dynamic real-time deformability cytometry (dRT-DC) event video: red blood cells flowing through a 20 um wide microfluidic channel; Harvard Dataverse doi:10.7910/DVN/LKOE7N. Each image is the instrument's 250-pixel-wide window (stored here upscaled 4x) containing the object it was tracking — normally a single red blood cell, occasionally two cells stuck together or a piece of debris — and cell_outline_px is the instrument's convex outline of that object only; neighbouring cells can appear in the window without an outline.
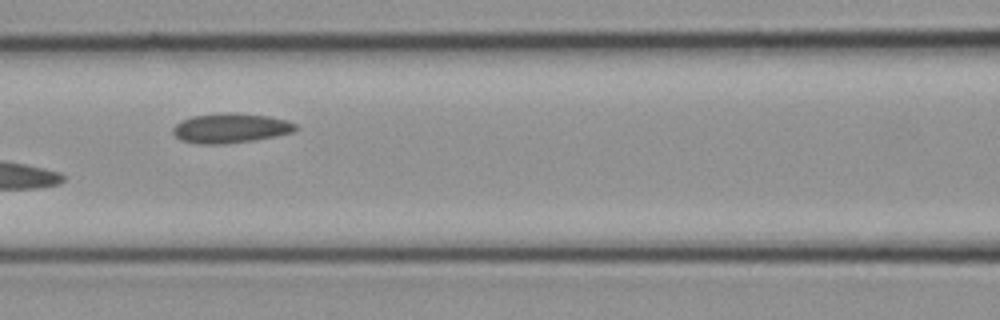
{"species": "common noctule bat (a hibernating species)", "species_latin": "Nyctalus noctula", "temperature_condition": "cold", "stored_images_in_passage": 27, "camera_frame_rate_fps": 3000, "um_per_image_px": 0.085, "animal": {"sex": "female", "body_mass_g": 21.9}, "frame": {"image": 1, "passage_image": 12, "time_ms": 3.667, "image_size_px": [1000, 320], "cell_outline_px": [[296, 128], [292, 132], [252, 140], [224, 144], [196, 144], [180, 140], [172, 132], [172, 128], [180, 120], [192, 116], [220, 112], [236, 112], [268, 116], [288, 120], [296, 124]], "centroid_in_image_um": [19.53, 10.87], "position_along_channel_um": 147.1, "area_um2": 21.33}}
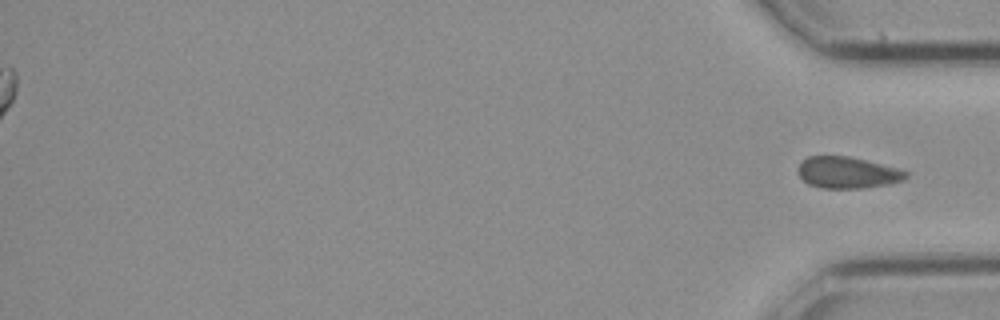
{"frame": {"image": 2, "passage_image": 27, "time_ms": 8.667, "image_size_px": [1000, 320], "cell_outline_px": [[908, 176], [904, 180], [892, 184], [864, 188], [820, 188], [808, 184], [796, 172], [796, 168], [800, 160], [808, 156], [848, 156], [896, 168], [908, 172]], "centroid_in_image_um": [71.99, 14.67], "position_along_channel_um": 363.2, "area_um2": 20.0}}